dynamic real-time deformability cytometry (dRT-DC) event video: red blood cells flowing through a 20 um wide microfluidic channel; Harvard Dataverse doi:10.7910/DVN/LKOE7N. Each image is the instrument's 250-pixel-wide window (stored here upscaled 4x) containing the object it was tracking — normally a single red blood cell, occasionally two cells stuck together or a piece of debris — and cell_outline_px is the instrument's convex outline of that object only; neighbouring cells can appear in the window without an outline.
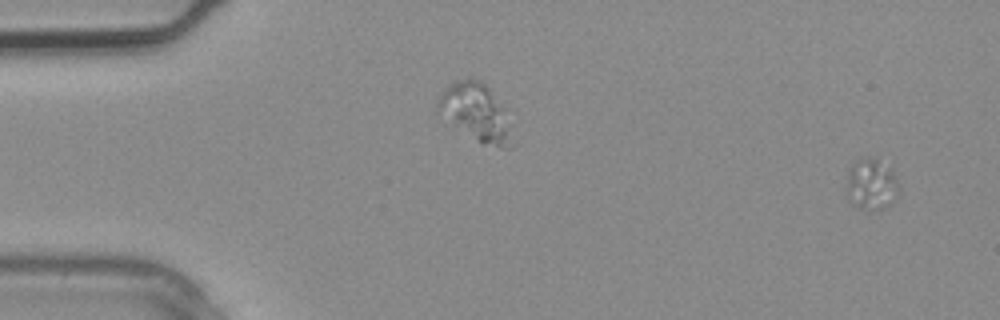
{"species": "common noctule bat (a hibernating species)", "species_latin": "Nyctalus noctula", "temperature_condition": "warm", "stored_images_in_passage": 3, "segment_of_instrument_passage": [2, 2], "camera_frame_rate_fps": 3000, "um_per_image_px": 0.085, "animal": {"sex": "male", "body_mass_g": 20.4}, "frame": {"image": 1, "passage_image": 3, "time_ms": 0.667, "image_size_px": [1000, 320], "cell_outline_px": [[900, 192], [884, 208], [856, 208], [848, 200], [844, 188], [852, 164], [860, 156], [876, 156], [892, 168], [900, 184]], "centroid_in_image_um": [74.06, 15.59], "position_along_channel_um": 10.9, "area_um2": 16.24}}